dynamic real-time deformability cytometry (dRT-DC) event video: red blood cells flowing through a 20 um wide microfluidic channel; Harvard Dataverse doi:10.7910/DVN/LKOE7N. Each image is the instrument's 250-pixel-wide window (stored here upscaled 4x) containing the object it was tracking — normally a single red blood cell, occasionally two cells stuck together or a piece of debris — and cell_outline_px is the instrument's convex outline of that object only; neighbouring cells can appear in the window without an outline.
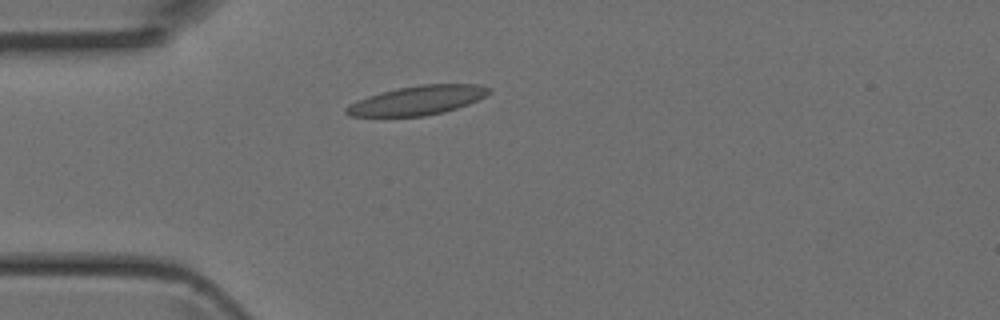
{"species": "Egyptian fruit bat (a non-hibernating species)", "species_latin": "Rousettus aegyptiacus", "temperature_condition": "room temperature", "stored_images_in_passage": 3, "camera_frame_rate_fps": 3000, "um_per_image_px": 0.085, "animal": {"sex": "female"}, "frame": {"image": 1, "passage_image": 3, "time_ms": 0.667, "image_size_px": [1000, 320], "cell_outline_px": [[492, 92], [468, 104], [444, 112], [424, 116], [352, 116], [344, 112], [344, 108], [368, 96], [396, 88], [420, 84], [480, 84], [492, 88]], "centroid_in_image_um": [35.54, 8.52], "position_along_channel_um": 49.5, "area_um2": 24.04}}